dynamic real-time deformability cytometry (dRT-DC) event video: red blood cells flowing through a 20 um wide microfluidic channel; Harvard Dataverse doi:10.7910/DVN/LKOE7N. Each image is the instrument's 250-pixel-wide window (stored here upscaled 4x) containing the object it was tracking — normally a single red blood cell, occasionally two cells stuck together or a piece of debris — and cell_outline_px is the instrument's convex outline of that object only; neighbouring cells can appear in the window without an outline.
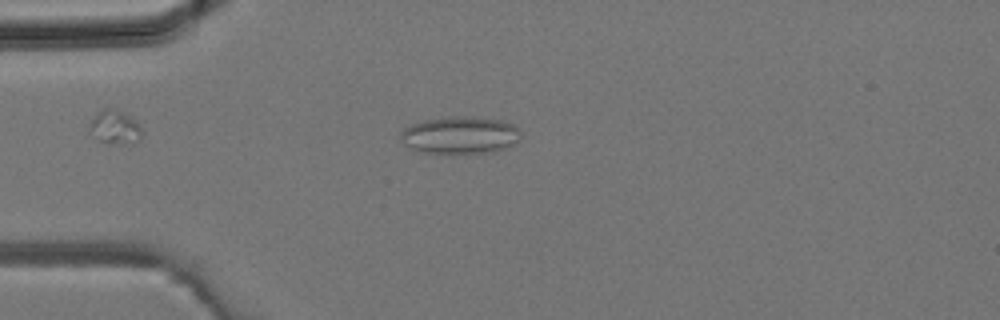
{"species": "common noctule bat (a hibernating species)", "species_latin": "Nyctalus noctula", "temperature_condition": "room temperature", "stored_images_in_passage": 2, "camera_frame_rate_fps": 3000, "um_per_image_px": 0.085, "animal": {"sex": "male", "body_mass_g": 19.2, "forearm_length_mm": 51.8}, "frame": {"image": 1, "passage_image": 2, "time_ms": 0.333, "image_size_px": [1000, 320], "cell_outline_px": [[520, 140], [516, 144], [492, 152], [424, 152], [412, 148], [404, 144], [400, 136], [400, 132], [408, 124], [424, 120], [448, 116], [472, 116], [500, 120], [512, 124], [520, 128]], "centroid_in_image_um": [39.12, 11.45], "position_along_channel_um": 45.9, "area_um2": 26.13}}